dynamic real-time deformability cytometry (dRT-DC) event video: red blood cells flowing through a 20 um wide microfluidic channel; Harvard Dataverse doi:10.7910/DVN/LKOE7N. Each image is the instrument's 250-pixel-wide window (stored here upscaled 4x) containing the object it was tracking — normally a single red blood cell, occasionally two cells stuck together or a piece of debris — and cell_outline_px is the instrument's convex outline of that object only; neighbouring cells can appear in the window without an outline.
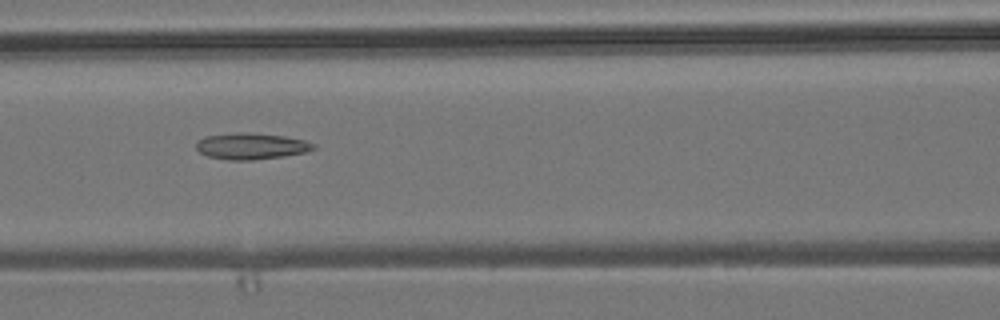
{"species": "common noctule bat (a hibernating species)", "species_latin": "Nyctalus noctula", "temperature_condition": "room temperature", "stored_images_in_passage": 6, "camera_frame_rate_fps": 3000, "um_per_image_px": 0.085, "animal": {"sex": "male", "body_mass_g": 19.2, "forearm_length_mm": 51.8}, "frame": {"image": 1, "passage_image": 4, "time_ms": 4.0, "image_size_px": [1000, 320], "cell_outline_px": [[316, 148], [304, 152], [284, 156], [252, 160], [228, 160], [208, 156], [200, 152], [196, 148], [196, 144], [204, 136], [244, 132], [284, 136], [304, 140], [316, 144]], "centroid_in_image_um": [21.36, 12.43], "position_along_channel_um": 145.2, "area_um2": 17.8}}
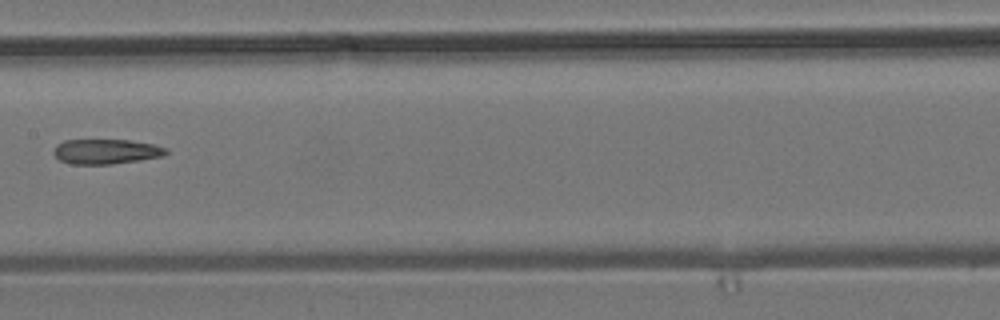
{"frame": {"image": 2, "passage_image": 5, "time_ms": 5.333, "image_size_px": [1000, 320], "cell_outline_px": [[168, 152], [160, 156], [140, 160], [112, 164], [72, 164], [60, 160], [52, 152], [56, 144], [64, 140], [128, 140], [152, 144], [168, 148]], "centroid_in_image_um": [8.98, 12.88], "position_along_channel_um": 198.4, "area_um2": 16.24}}
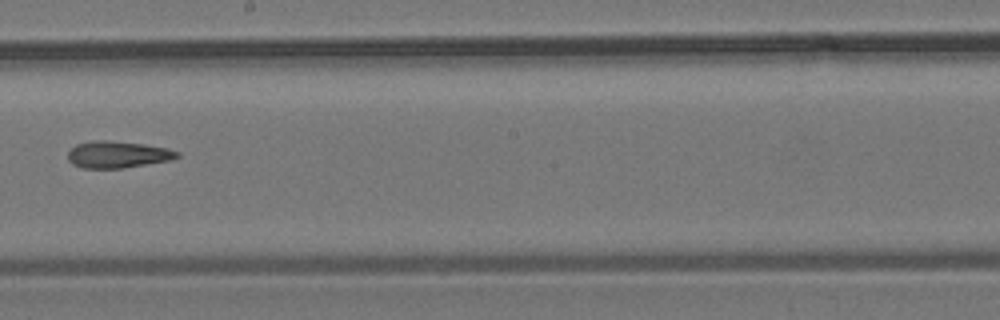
{"frame": {"image": 3, "passage_image": 6, "time_ms": 6.333, "image_size_px": [1000, 320], "cell_outline_px": [[180, 156], [172, 160], [124, 168], [84, 168], [72, 164], [68, 160], [68, 152], [76, 144], [92, 140], [108, 140], [144, 144], [168, 148], [180, 152]], "centroid_in_image_um": [10.02, 13.13], "position_along_channel_um": 238.2, "area_um2": 17.22}}